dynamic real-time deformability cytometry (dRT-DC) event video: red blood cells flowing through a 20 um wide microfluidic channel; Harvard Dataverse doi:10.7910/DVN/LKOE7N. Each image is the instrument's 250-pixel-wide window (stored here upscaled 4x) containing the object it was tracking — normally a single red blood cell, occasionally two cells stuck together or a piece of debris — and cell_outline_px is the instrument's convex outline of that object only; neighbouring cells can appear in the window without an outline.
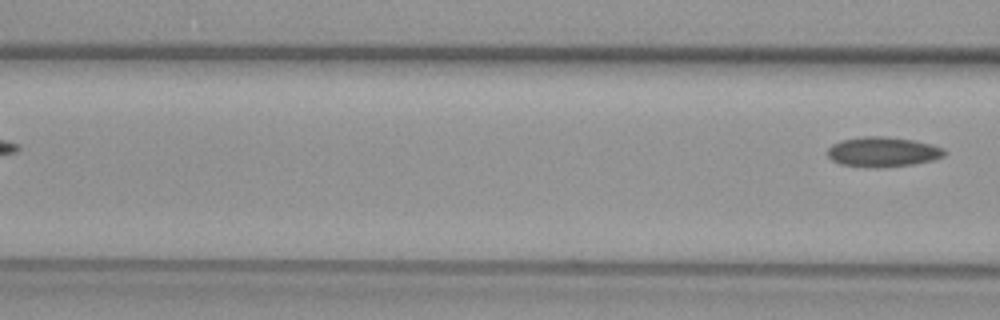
{"species": "common noctule bat (a hibernating species)", "species_latin": "Nyctalus noctula", "temperature_condition": "warm", "stored_images_in_passage": 5, "camera_frame_rate_fps": 3000, "um_per_image_px": 0.085, "animal": {"sex": "female", "body_mass_g": 29.2, "forearm_length_mm": 56.3}, "frame": {"image": 1, "passage_image": 5, "time_ms": 1.333, "image_size_px": [1000, 320], "cell_outline_px": [[948, 152], [944, 156], [932, 160], [916, 164], [880, 168], [872, 168], [840, 164], [832, 160], [828, 156], [828, 148], [832, 144], [840, 140], [860, 136], [888, 136], [912, 140], [932, 144], [944, 148]], "centroid_in_image_um": [75.05, 12.91], "position_along_channel_um": 91.6, "area_um2": 20.75}}